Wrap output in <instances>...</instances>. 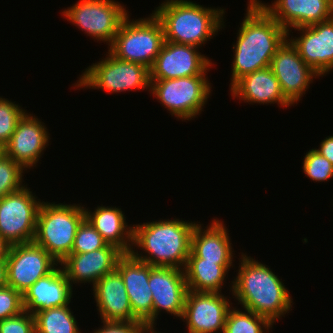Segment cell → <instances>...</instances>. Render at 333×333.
Segmentation results:
<instances>
[{
    "label": "cell",
    "instance_id": "cell-2",
    "mask_svg": "<svg viewBox=\"0 0 333 333\" xmlns=\"http://www.w3.org/2000/svg\"><path fill=\"white\" fill-rule=\"evenodd\" d=\"M236 278L232 281V296L243 309L267 318L272 324L292 308V298L284 283L270 267L241 254Z\"/></svg>",
    "mask_w": 333,
    "mask_h": 333
},
{
    "label": "cell",
    "instance_id": "cell-19",
    "mask_svg": "<svg viewBox=\"0 0 333 333\" xmlns=\"http://www.w3.org/2000/svg\"><path fill=\"white\" fill-rule=\"evenodd\" d=\"M116 269L123 278L136 320L152 325V292L149 286L150 265L124 254Z\"/></svg>",
    "mask_w": 333,
    "mask_h": 333
},
{
    "label": "cell",
    "instance_id": "cell-8",
    "mask_svg": "<svg viewBox=\"0 0 333 333\" xmlns=\"http://www.w3.org/2000/svg\"><path fill=\"white\" fill-rule=\"evenodd\" d=\"M206 75L151 80L150 92L177 119L191 120L203 111L211 94Z\"/></svg>",
    "mask_w": 333,
    "mask_h": 333
},
{
    "label": "cell",
    "instance_id": "cell-23",
    "mask_svg": "<svg viewBox=\"0 0 333 333\" xmlns=\"http://www.w3.org/2000/svg\"><path fill=\"white\" fill-rule=\"evenodd\" d=\"M232 97L245 103L275 104L289 107L292 104L284 97L279 81L270 67L254 71L240 78L230 87Z\"/></svg>",
    "mask_w": 333,
    "mask_h": 333
},
{
    "label": "cell",
    "instance_id": "cell-20",
    "mask_svg": "<svg viewBox=\"0 0 333 333\" xmlns=\"http://www.w3.org/2000/svg\"><path fill=\"white\" fill-rule=\"evenodd\" d=\"M284 29L309 26L333 17V0H276L271 5L256 0ZM290 31V32H289Z\"/></svg>",
    "mask_w": 333,
    "mask_h": 333
},
{
    "label": "cell",
    "instance_id": "cell-5",
    "mask_svg": "<svg viewBox=\"0 0 333 333\" xmlns=\"http://www.w3.org/2000/svg\"><path fill=\"white\" fill-rule=\"evenodd\" d=\"M85 219L80 204L42 202L33 242L44 248L60 264L74 244L78 226Z\"/></svg>",
    "mask_w": 333,
    "mask_h": 333
},
{
    "label": "cell",
    "instance_id": "cell-10",
    "mask_svg": "<svg viewBox=\"0 0 333 333\" xmlns=\"http://www.w3.org/2000/svg\"><path fill=\"white\" fill-rule=\"evenodd\" d=\"M41 204L27 184L0 199V234L11 246L33 242Z\"/></svg>",
    "mask_w": 333,
    "mask_h": 333
},
{
    "label": "cell",
    "instance_id": "cell-40",
    "mask_svg": "<svg viewBox=\"0 0 333 333\" xmlns=\"http://www.w3.org/2000/svg\"><path fill=\"white\" fill-rule=\"evenodd\" d=\"M6 155L5 145L0 142V159H2Z\"/></svg>",
    "mask_w": 333,
    "mask_h": 333
},
{
    "label": "cell",
    "instance_id": "cell-14",
    "mask_svg": "<svg viewBox=\"0 0 333 333\" xmlns=\"http://www.w3.org/2000/svg\"><path fill=\"white\" fill-rule=\"evenodd\" d=\"M270 68L279 81L284 97L293 105L301 100L313 78L320 77L287 39L273 56Z\"/></svg>",
    "mask_w": 333,
    "mask_h": 333
},
{
    "label": "cell",
    "instance_id": "cell-36",
    "mask_svg": "<svg viewBox=\"0 0 333 333\" xmlns=\"http://www.w3.org/2000/svg\"><path fill=\"white\" fill-rule=\"evenodd\" d=\"M315 150L323 157H326L333 165V136L325 137L320 143L319 148Z\"/></svg>",
    "mask_w": 333,
    "mask_h": 333
},
{
    "label": "cell",
    "instance_id": "cell-39",
    "mask_svg": "<svg viewBox=\"0 0 333 333\" xmlns=\"http://www.w3.org/2000/svg\"><path fill=\"white\" fill-rule=\"evenodd\" d=\"M155 325H148L146 324L144 327H143V330H142V333H161V332H157L155 330Z\"/></svg>",
    "mask_w": 333,
    "mask_h": 333
},
{
    "label": "cell",
    "instance_id": "cell-26",
    "mask_svg": "<svg viewBox=\"0 0 333 333\" xmlns=\"http://www.w3.org/2000/svg\"><path fill=\"white\" fill-rule=\"evenodd\" d=\"M233 262H210L190 252L184 269L188 290L221 293Z\"/></svg>",
    "mask_w": 333,
    "mask_h": 333
},
{
    "label": "cell",
    "instance_id": "cell-9",
    "mask_svg": "<svg viewBox=\"0 0 333 333\" xmlns=\"http://www.w3.org/2000/svg\"><path fill=\"white\" fill-rule=\"evenodd\" d=\"M124 7L115 0H79L63 10L62 15L88 36L110 46L121 23L129 15Z\"/></svg>",
    "mask_w": 333,
    "mask_h": 333
},
{
    "label": "cell",
    "instance_id": "cell-11",
    "mask_svg": "<svg viewBox=\"0 0 333 333\" xmlns=\"http://www.w3.org/2000/svg\"><path fill=\"white\" fill-rule=\"evenodd\" d=\"M6 262L7 284L21 294L59 266L44 248L34 242L10 246Z\"/></svg>",
    "mask_w": 333,
    "mask_h": 333
},
{
    "label": "cell",
    "instance_id": "cell-37",
    "mask_svg": "<svg viewBox=\"0 0 333 333\" xmlns=\"http://www.w3.org/2000/svg\"><path fill=\"white\" fill-rule=\"evenodd\" d=\"M7 285V262L0 260V288Z\"/></svg>",
    "mask_w": 333,
    "mask_h": 333
},
{
    "label": "cell",
    "instance_id": "cell-31",
    "mask_svg": "<svg viewBox=\"0 0 333 333\" xmlns=\"http://www.w3.org/2000/svg\"><path fill=\"white\" fill-rule=\"evenodd\" d=\"M26 113L20 105L0 97V142L6 145L17 127L18 121Z\"/></svg>",
    "mask_w": 333,
    "mask_h": 333
},
{
    "label": "cell",
    "instance_id": "cell-7",
    "mask_svg": "<svg viewBox=\"0 0 333 333\" xmlns=\"http://www.w3.org/2000/svg\"><path fill=\"white\" fill-rule=\"evenodd\" d=\"M107 57L91 64L80 76L76 88L101 89L110 93L148 89L150 69L145 65L115 57L109 50Z\"/></svg>",
    "mask_w": 333,
    "mask_h": 333
},
{
    "label": "cell",
    "instance_id": "cell-4",
    "mask_svg": "<svg viewBox=\"0 0 333 333\" xmlns=\"http://www.w3.org/2000/svg\"><path fill=\"white\" fill-rule=\"evenodd\" d=\"M225 12L190 0H166L153 11L163 25L165 41L198 48L225 26Z\"/></svg>",
    "mask_w": 333,
    "mask_h": 333
},
{
    "label": "cell",
    "instance_id": "cell-18",
    "mask_svg": "<svg viewBox=\"0 0 333 333\" xmlns=\"http://www.w3.org/2000/svg\"><path fill=\"white\" fill-rule=\"evenodd\" d=\"M124 253L113 245L79 254H69L59 265L70 281L75 283H92L93 286L106 274L114 271L118 260Z\"/></svg>",
    "mask_w": 333,
    "mask_h": 333
},
{
    "label": "cell",
    "instance_id": "cell-15",
    "mask_svg": "<svg viewBox=\"0 0 333 333\" xmlns=\"http://www.w3.org/2000/svg\"><path fill=\"white\" fill-rule=\"evenodd\" d=\"M149 286L152 292V325L162 310L182 319L188 287L183 269L150 265Z\"/></svg>",
    "mask_w": 333,
    "mask_h": 333
},
{
    "label": "cell",
    "instance_id": "cell-22",
    "mask_svg": "<svg viewBox=\"0 0 333 333\" xmlns=\"http://www.w3.org/2000/svg\"><path fill=\"white\" fill-rule=\"evenodd\" d=\"M93 295L102 321H136L123 278L117 269L97 281Z\"/></svg>",
    "mask_w": 333,
    "mask_h": 333
},
{
    "label": "cell",
    "instance_id": "cell-38",
    "mask_svg": "<svg viewBox=\"0 0 333 333\" xmlns=\"http://www.w3.org/2000/svg\"><path fill=\"white\" fill-rule=\"evenodd\" d=\"M10 244L0 234V260H6L8 257Z\"/></svg>",
    "mask_w": 333,
    "mask_h": 333
},
{
    "label": "cell",
    "instance_id": "cell-35",
    "mask_svg": "<svg viewBox=\"0 0 333 333\" xmlns=\"http://www.w3.org/2000/svg\"><path fill=\"white\" fill-rule=\"evenodd\" d=\"M102 328L93 333H142L146 325L139 320L136 321H102Z\"/></svg>",
    "mask_w": 333,
    "mask_h": 333
},
{
    "label": "cell",
    "instance_id": "cell-29",
    "mask_svg": "<svg viewBox=\"0 0 333 333\" xmlns=\"http://www.w3.org/2000/svg\"><path fill=\"white\" fill-rule=\"evenodd\" d=\"M23 170L25 171L20 164L6 155L0 159V199L25 186Z\"/></svg>",
    "mask_w": 333,
    "mask_h": 333
},
{
    "label": "cell",
    "instance_id": "cell-1",
    "mask_svg": "<svg viewBox=\"0 0 333 333\" xmlns=\"http://www.w3.org/2000/svg\"><path fill=\"white\" fill-rule=\"evenodd\" d=\"M248 3L233 45L231 87L245 75L270 67L273 56L288 39V31L256 0Z\"/></svg>",
    "mask_w": 333,
    "mask_h": 333
},
{
    "label": "cell",
    "instance_id": "cell-13",
    "mask_svg": "<svg viewBox=\"0 0 333 333\" xmlns=\"http://www.w3.org/2000/svg\"><path fill=\"white\" fill-rule=\"evenodd\" d=\"M198 49L193 45L165 41L150 68V80L206 75L212 62Z\"/></svg>",
    "mask_w": 333,
    "mask_h": 333
},
{
    "label": "cell",
    "instance_id": "cell-25",
    "mask_svg": "<svg viewBox=\"0 0 333 333\" xmlns=\"http://www.w3.org/2000/svg\"><path fill=\"white\" fill-rule=\"evenodd\" d=\"M213 221V222H212ZM205 229L196 223L191 237V251L210 262H232L233 252L228 229L221 220H211Z\"/></svg>",
    "mask_w": 333,
    "mask_h": 333
},
{
    "label": "cell",
    "instance_id": "cell-33",
    "mask_svg": "<svg viewBox=\"0 0 333 333\" xmlns=\"http://www.w3.org/2000/svg\"><path fill=\"white\" fill-rule=\"evenodd\" d=\"M23 311L22 294L8 285L0 288V321Z\"/></svg>",
    "mask_w": 333,
    "mask_h": 333
},
{
    "label": "cell",
    "instance_id": "cell-3",
    "mask_svg": "<svg viewBox=\"0 0 333 333\" xmlns=\"http://www.w3.org/2000/svg\"><path fill=\"white\" fill-rule=\"evenodd\" d=\"M195 222L166 219L133 225L134 250L130 254L153 267L185 269L191 252ZM138 246V247H137ZM135 247L147 253L143 255ZM136 251V252H135ZM148 255V256H147Z\"/></svg>",
    "mask_w": 333,
    "mask_h": 333
},
{
    "label": "cell",
    "instance_id": "cell-16",
    "mask_svg": "<svg viewBox=\"0 0 333 333\" xmlns=\"http://www.w3.org/2000/svg\"><path fill=\"white\" fill-rule=\"evenodd\" d=\"M300 37L288 40L300 57L320 76L333 69V17L309 26L295 28Z\"/></svg>",
    "mask_w": 333,
    "mask_h": 333
},
{
    "label": "cell",
    "instance_id": "cell-17",
    "mask_svg": "<svg viewBox=\"0 0 333 333\" xmlns=\"http://www.w3.org/2000/svg\"><path fill=\"white\" fill-rule=\"evenodd\" d=\"M46 126L33 114L25 113L18 121L9 142L6 156L20 164L26 171L38 163L43 150L49 145Z\"/></svg>",
    "mask_w": 333,
    "mask_h": 333
},
{
    "label": "cell",
    "instance_id": "cell-34",
    "mask_svg": "<svg viewBox=\"0 0 333 333\" xmlns=\"http://www.w3.org/2000/svg\"><path fill=\"white\" fill-rule=\"evenodd\" d=\"M0 333H35L33 314L24 310L16 316L1 320Z\"/></svg>",
    "mask_w": 333,
    "mask_h": 333
},
{
    "label": "cell",
    "instance_id": "cell-32",
    "mask_svg": "<svg viewBox=\"0 0 333 333\" xmlns=\"http://www.w3.org/2000/svg\"><path fill=\"white\" fill-rule=\"evenodd\" d=\"M303 160V172L312 181L324 182L333 178L332 163L318 153L315 148L309 150Z\"/></svg>",
    "mask_w": 333,
    "mask_h": 333
},
{
    "label": "cell",
    "instance_id": "cell-6",
    "mask_svg": "<svg viewBox=\"0 0 333 333\" xmlns=\"http://www.w3.org/2000/svg\"><path fill=\"white\" fill-rule=\"evenodd\" d=\"M129 18L123 20L108 49L121 60L150 69L165 42L163 25L154 13L136 21Z\"/></svg>",
    "mask_w": 333,
    "mask_h": 333
},
{
    "label": "cell",
    "instance_id": "cell-12",
    "mask_svg": "<svg viewBox=\"0 0 333 333\" xmlns=\"http://www.w3.org/2000/svg\"><path fill=\"white\" fill-rule=\"evenodd\" d=\"M230 299L217 292L188 290L182 320L188 333H223Z\"/></svg>",
    "mask_w": 333,
    "mask_h": 333
},
{
    "label": "cell",
    "instance_id": "cell-27",
    "mask_svg": "<svg viewBox=\"0 0 333 333\" xmlns=\"http://www.w3.org/2000/svg\"><path fill=\"white\" fill-rule=\"evenodd\" d=\"M33 316L35 333H81L68 305L38 311Z\"/></svg>",
    "mask_w": 333,
    "mask_h": 333
},
{
    "label": "cell",
    "instance_id": "cell-30",
    "mask_svg": "<svg viewBox=\"0 0 333 333\" xmlns=\"http://www.w3.org/2000/svg\"><path fill=\"white\" fill-rule=\"evenodd\" d=\"M106 245L100 233L85 218L78 226L71 254L92 252Z\"/></svg>",
    "mask_w": 333,
    "mask_h": 333
},
{
    "label": "cell",
    "instance_id": "cell-28",
    "mask_svg": "<svg viewBox=\"0 0 333 333\" xmlns=\"http://www.w3.org/2000/svg\"><path fill=\"white\" fill-rule=\"evenodd\" d=\"M229 309L223 333H267L272 323L265 317L249 310ZM265 331H264V330Z\"/></svg>",
    "mask_w": 333,
    "mask_h": 333
},
{
    "label": "cell",
    "instance_id": "cell-21",
    "mask_svg": "<svg viewBox=\"0 0 333 333\" xmlns=\"http://www.w3.org/2000/svg\"><path fill=\"white\" fill-rule=\"evenodd\" d=\"M73 288L62 267H55L38 279L23 294L24 310L30 314L45 309L69 305Z\"/></svg>",
    "mask_w": 333,
    "mask_h": 333
},
{
    "label": "cell",
    "instance_id": "cell-24",
    "mask_svg": "<svg viewBox=\"0 0 333 333\" xmlns=\"http://www.w3.org/2000/svg\"><path fill=\"white\" fill-rule=\"evenodd\" d=\"M84 210L85 218L107 244L117 247L124 254H130L133 249V225H127L121 208L101 205L95 208L94 212L86 207Z\"/></svg>",
    "mask_w": 333,
    "mask_h": 333
}]
</instances>
